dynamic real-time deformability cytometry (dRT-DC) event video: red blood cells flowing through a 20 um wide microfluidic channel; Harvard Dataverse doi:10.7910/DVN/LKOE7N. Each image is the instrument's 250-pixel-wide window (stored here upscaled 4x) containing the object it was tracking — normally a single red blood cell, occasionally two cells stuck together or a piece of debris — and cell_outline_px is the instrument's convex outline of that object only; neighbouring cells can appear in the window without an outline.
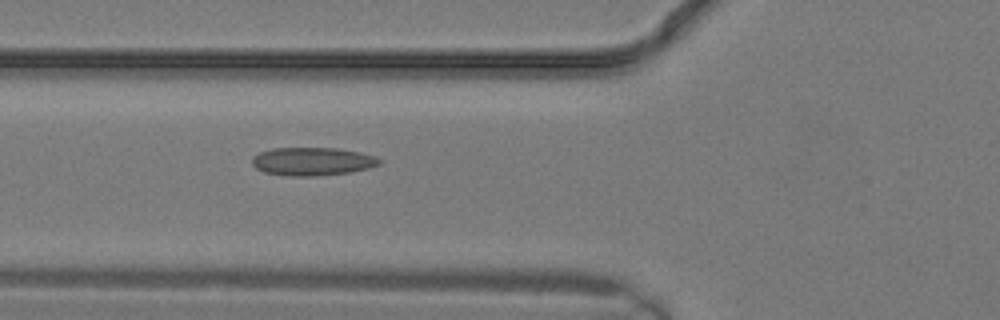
{"species": "common noctule bat (a hibernating species)", "species_latin": "Nyctalus noctula", "temperature_condition": "warm", "stored_images_in_passage": 8, "camera_frame_rate_fps": 3000, "um_per_image_px": 0.085, "animal": {"sex": "male", "body_mass_g": 19.2, "forearm_length_mm": 51.8}, "frame": {"image": 1, "passage_image": 8, "time_ms": 2.333, "image_size_px": [1000, 320], "cell_outline_px": [[380, 164], [368, 168], [348, 172], [312, 176], [288, 176], [264, 172], [256, 168], [252, 164], [252, 156], [260, 152], [272, 148], [336, 148], [360, 152], [376, 156], [380, 160]], "centroid_in_image_um": [26.52, 13.71], "position_along_channel_um": 99.3, "area_um2": 20.81}}